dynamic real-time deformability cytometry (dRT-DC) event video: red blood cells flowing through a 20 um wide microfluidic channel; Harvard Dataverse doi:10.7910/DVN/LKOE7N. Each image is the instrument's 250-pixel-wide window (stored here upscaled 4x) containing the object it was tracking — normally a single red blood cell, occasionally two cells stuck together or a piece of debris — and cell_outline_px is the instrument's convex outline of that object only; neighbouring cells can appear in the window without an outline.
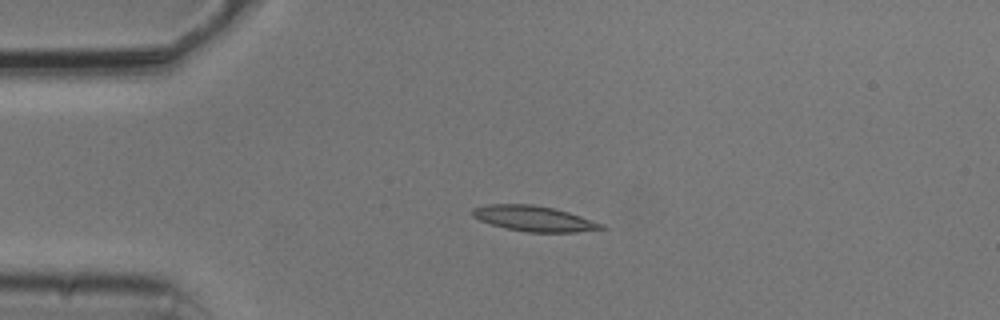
{"species": "common noctule bat (a hibernating species)", "species_latin": "Nyctalus noctula", "temperature_condition": "cold", "stored_images_in_passage": 12, "camera_frame_rate_fps": 3000, "um_per_image_px": 0.085, "animal": {"sex": "male", "body_mass_g": 20.5, "forearm_length_mm": 52.5}, "frame": {"image": 1, "passage_image": 1, "time_ms": 0.0, "image_size_px": [1000, 320], "cell_outline_px": [[608, 228], [576, 232], [528, 232], [508, 228], [492, 224], [480, 220], [472, 216], [472, 208], [488, 204], [532, 204], [552, 208], [568, 212], [604, 224]], "centroid_in_image_um": [45.4, 18.57], "position_along_channel_um": 39.6, "area_um2": 18.9}}
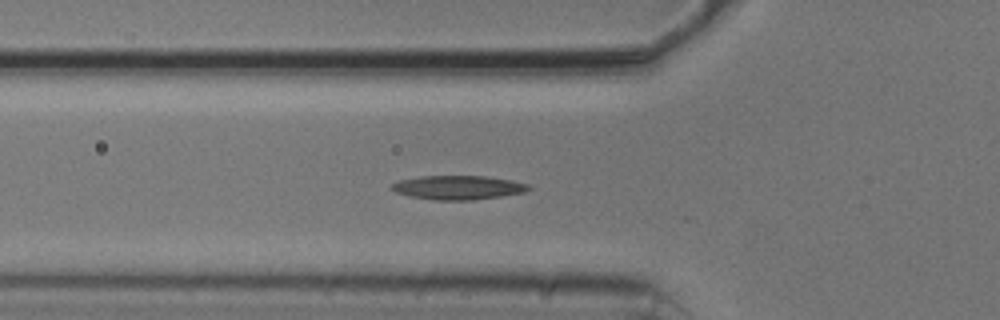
{"frame": {"image": 2, "passage_image": 7, "time_ms": 2.0, "image_size_px": [1000, 320], "cell_outline_px": [[532, 188], [524, 192], [500, 196], [472, 200], [432, 200], [408, 196], [396, 192], [392, 188], [392, 184], [400, 180], [420, 176], [484, 176], [508, 180], [528, 184]], "centroid_in_image_um": [38.91, 15.94], "position_along_channel_um": 86.9, "area_um2": 18.96}}
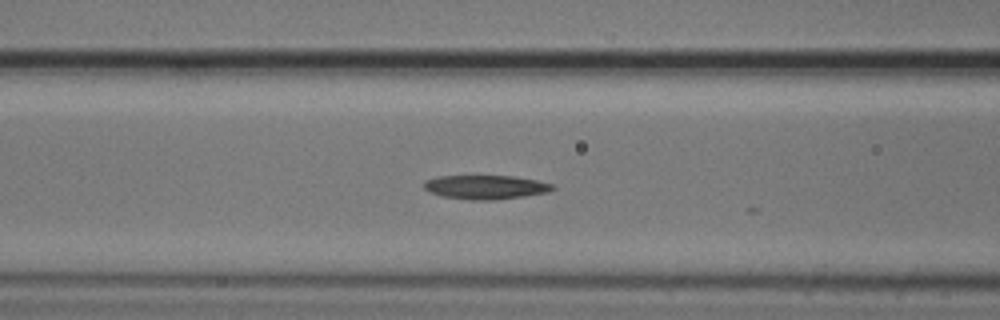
{"frame": {"image": 3, "passage_image": 10, "time_ms": 3.0, "image_size_px": [1000, 320], "cell_outline_px": [[556, 188], [548, 192], [524, 196], [496, 200], [468, 200], [440, 196], [424, 188], [424, 180], [440, 176], [512, 176], [536, 180], [552, 184]], "centroid_in_image_um": [41.27, 15.91], "position_along_channel_um": 125.3, "area_um2": 17.98}}